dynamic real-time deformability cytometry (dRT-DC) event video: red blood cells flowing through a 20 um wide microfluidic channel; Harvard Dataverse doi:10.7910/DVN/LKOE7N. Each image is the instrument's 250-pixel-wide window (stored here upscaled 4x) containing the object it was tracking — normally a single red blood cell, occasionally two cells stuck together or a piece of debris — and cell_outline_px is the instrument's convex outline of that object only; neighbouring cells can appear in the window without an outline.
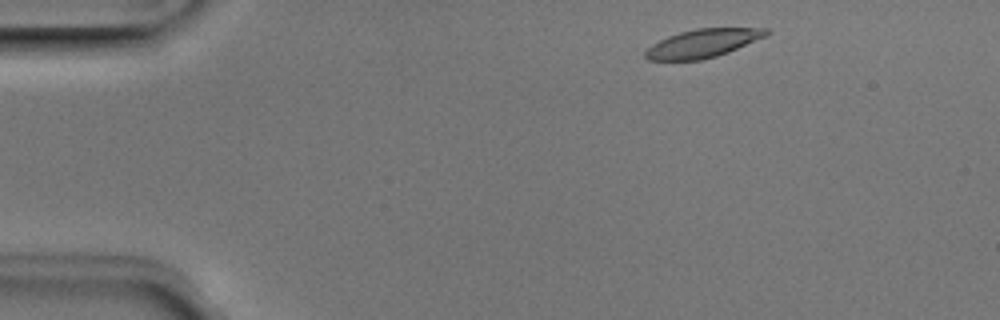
{"species": "Egyptian fruit bat (a non-hibernating species)", "species_latin": "Rousettus aegyptiacus", "temperature_condition": "room temperature", "stored_images_in_passage": 47, "camera_frame_rate_fps": 3000, "um_per_image_px": 0.085, "animal": {"sex": "male"}, "frame": {"image": 1, "passage_image": 3, "time_ms": 0.667, "image_size_px": [1000, 320], "cell_outline_px": [[772, 32], [768, 36], [728, 52], [716, 56], [700, 60], [648, 60], [644, 56], [644, 52], [652, 44], [668, 36], [680, 32], [696, 28], [768, 28]], "centroid_in_image_um": [59.78, 3.67], "position_along_channel_um": 25.2, "area_um2": 20.06}}
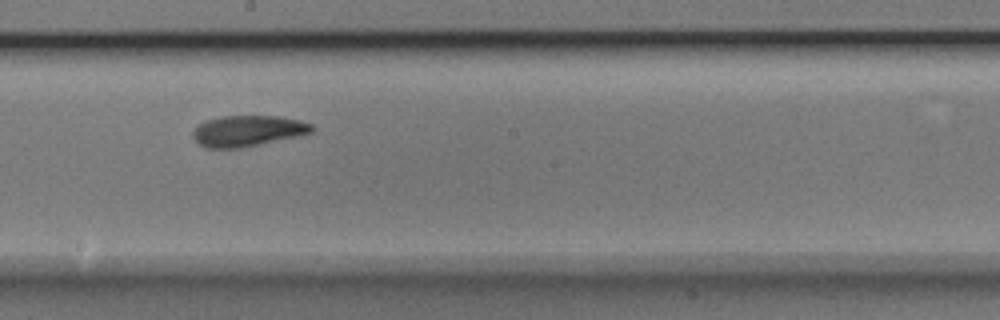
{"frame": {"image": 2, "passage_image": 24, "time_ms": 7.667, "image_size_px": [1000, 320], "cell_outline_px": [[316, 128], [312, 132], [304, 136], [240, 148], [208, 148], [200, 144], [192, 136], [192, 132], [200, 124], [208, 120], [220, 116], [276, 116], [300, 120], [312, 124]], "centroid_in_image_um": [21.14, 11.13], "position_along_channel_um": 227.1, "area_um2": 21.62}}
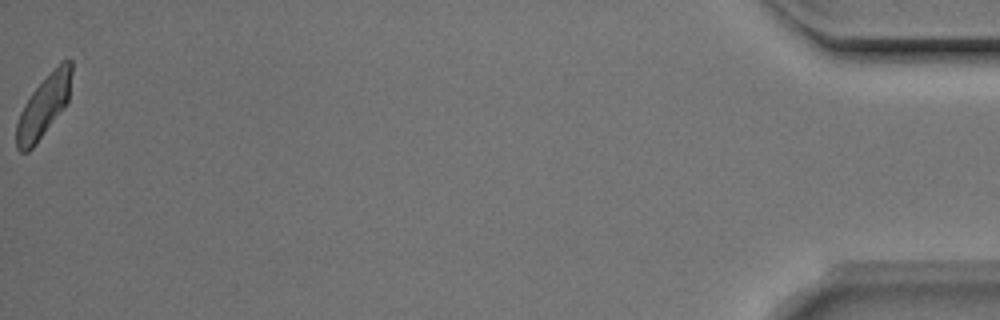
{"frame": {"image": 3, "passage_image": 47, "time_ms": 15.333, "image_size_px": [1000, 320], "cell_outline_px": [[72, 72], [68, 100], [36, 144], [28, 152], [20, 152], [16, 148], [16, 124], [20, 112], [24, 104], [32, 92], [60, 60], [72, 60]], "centroid_in_image_um": [3.7, 9.01], "position_along_channel_um": 431.5, "area_um2": 19.59}, "authors_computed_cell_mechanics": {"area_um2": 20.9236, "velocity_mm_per_s": 3.9399, "shape_relaxation_time_tau1_ms": 3.9323, "shape_relaxation_time_tau2_ms": 3.5844, "deformation_change_tau1": 0.1224, "deformation_change_tau2": 0.0976}}